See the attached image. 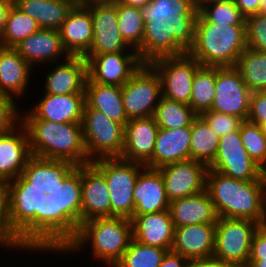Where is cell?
Wrapping results in <instances>:
<instances>
[{"label":"cell","mask_w":266,"mask_h":267,"mask_svg":"<svg viewBox=\"0 0 266 267\" xmlns=\"http://www.w3.org/2000/svg\"><path fill=\"white\" fill-rule=\"evenodd\" d=\"M133 239L131 220L124 217L95 218L81 223L56 249L65 253L79 251L90 243L92 255L113 267ZM82 246V247H81Z\"/></svg>","instance_id":"7"},{"label":"cell","mask_w":266,"mask_h":267,"mask_svg":"<svg viewBox=\"0 0 266 267\" xmlns=\"http://www.w3.org/2000/svg\"><path fill=\"white\" fill-rule=\"evenodd\" d=\"M46 74L44 94H85L87 61L82 56L64 57Z\"/></svg>","instance_id":"22"},{"label":"cell","mask_w":266,"mask_h":267,"mask_svg":"<svg viewBox=\"0 0 266 267\" xmlns=\"http://www.w3.org/2000/svg\"><path fill=\"white\" fill-rule=\"evenodd\" d=\"M0 246L57 252L56 248L41 241V213L12 185L1 180Z\"/></svg>","instance_id":"6"},{"label":"cell","mask_w":266,"mask_h":267,"mask_svg":"<svg viewBox=\"0 0 266 267\" xmlns=\"http://www.w3.org/2000/svg\"><path fill=\"white\" fill-rule=\"evenodd\" d=\"M251 91L235 67H216L215 97L211 111L247 120Z\"/></svg>","instance_id":"16"},{"label":"cell","mask_w":266,"mask_h":267,"mask_svg":"<svg viewBox=\"0 0 266 267\" xmlns=\"http://www.w3.org/2000/svg\"><path fill=\"white\" fill-rule=\"evenodd\" d=\"M260 13H266V0H261Z\"/></svg>","instance_id":"54"},{"label":"cell","mask_w":266,"mask_h":267,"mask_svg":"<svg viewBox=\"0 0 266 267\" xmlns=\"http://www.w3.org/2000/svg\"><path fill=\"white\" fill-rule=\"evenodd\" d=\"M121 96L129 120L153 116L162 98L159 74L149 63H143L121 87Z\"/></svg>","instance_id":"12"},{"label":"cell","mask_w":266,"mask_h":267,"mask_svg":"<svg viewBox=\"0 0 266 267\" xmlns=\"http://www.w3.org/2000/svg\"><path fill=\"white\" fill-rule=\"evenodd\" d=\"M167 251L132 239L123 256L113 267H159Z\"/></svg>","instance_id":"38"},{"label":"cell","mask_w":266,"mask_h":267,"mask_svg":"<svg viewBox=\"0 0 266 267\" xmlns=\"http://www.w3.org/2000/svg\"><path fill=\"white\" fill-rule=\"evenodd\" d=\"M85 104L92 109L103 112L112 121L124 126L129 121L122 102L121 87L119 86L94 83L87 77Z\"/></svg>","instance_id":"30"},{"label":"cell","mask_w":266,"mask_h":267,"mask_svg":"<svg viewBox=\"0 0 266 267\" xmlns=\"http://www.w3.org/2000/svg\"><path fill=\"white\" fill-rule=\"evenodd\" d=\"M75 5L74 0H17L15 3L37 22L40 29L52 30H59Z\"/></svg>","instance_id":"31"},{"label":"cell","mask_w":266,"mask_h":267,"mask_svg":"<svg viewBox=\"0 0 266 267\" xmlns=\"http://www.w3.org/2000/svg\"><path fill=\"white\" fill-rule=\"evenodd\" d=\"M234 3L245 17L260 13L261 0H234Z\"/></svg>","instance_id":"47"},{"label":"cell","mask_w":266,"mask_h":267,"mask_svg":"<svg viewBox=\"0 0 266 267\" xmlns=\"http://www.w3.org/2000/svg\"><path fill=\"white\" fill-rule=\"evenodd\" d=\"M87 76L98 84L122 87L141 67L137 51L85 55Z\"/></svg>","instance_id":"15"},{"label":"cell","mask_w":266,"mask_h":267,"mask_svg":"<svg viewBox=\"0 0 266 267\" xmlns=\"http://www.w3.org/2000/svg\"><path fill=\"white\" fill-rule=\"evenodd\" d=\"M199 13L210 23L245 25L246 17L235 5L234 0H223L204 6Z\"/></svg>","instance_id":"40"},{"label":"cell","mask_w":266,"mask_h":267,"mask_svg":"<svg viewBox=\"0 0 266 267\" xmlns=\"http://www.w3.org/2000/svg\"><path fill=\"white\" fill-rule=\"evenodd\" d=\"M266 259V224L260 225L252 238L249 260Z\"/></svg>","instance_id":"45"},{"label":"cell","mask_w":266,"mask_h":267,"mask_svg":"<svg viewBox=\"0 0 266 267\" xmlns=\"http://www.w3.org/2000/svg\"><path fill=\"white\" fill-rule=\"evenodd\" d=\"M140 12L144 35L137 53L143 63L180 56L193 47L198 11L192 0H151Z\"/></svg>","instance_id":"2"},{"label":"cell","mask_w":266,"mask_h":267,"mask_svg":"<svg viewBox=\"0 0 266 267\" xmlns=\"http://www.w3.org/2000/svg\"><path fill=\"white\" fill-rule=\"evenodd\" d=\"M0 1H4V2L9 3L11 5H15L17 0H0Z\"/></svg>","instance_id":"55"},{"label":"cell","mask_w":266,"mask_h":267,"mask_svg":"<svg viewBox=\"0 0 266 267\" xmlns=\"http://www.w3.org/2000/svg\"><path fill=\"white\" fill-rule=\"evenodd\" d=\"M31 71L32 66L13 47H0V94L20 98L25 94Z\"/></svg>","instance_id":"29"},{"label":"cell","mask_w":266,"mask_h":267,"mask_svg":"<svg viewBox=\"0 0 266 267\" xmlns=\"http://www.w3.org/2000/svg\"><path fill=\"white\" fill-rule=\"evenodd\" d=\"M200 116L219 137L238 131L243 122L241 118L234 115L223 114L211 110L202 113Z\"/></svg>","instance_id":"42"},{"label":"cell","mask_w":266,"mask_h":267,"mask_svg":"<svg viewBox=\"0 0 266 267\" xmlns=\"http://www.w3.org/2000/svg\"><path fill=\"white\" fill-rule=\"evenodd\" d=\"M246 48V25L210 23L198 12L195 40L188 53L201 66L235 67Z\"/></svg>","instance_id":"8"},{"label":"cell","mask_w":266,"mask_h":267,"mask_svg":"<svg viewBox=\"0 0 266 267\" xmlns=\"http://www.w3.org/2000/svg\"><path fill=\"white\" fill-rule=\"evenodd\" d=\"M193 4L196 8V10L199 12L204 6L213 3V2H218V1H223V0H192Z\"/></svg>","instance_id":"51"},{"label":"cell","mask_w":266,"mask_h":267,"mask_svg":"<svg viewBox=\"0 0 266 267\" xmlns=\"http://www.w3.org/2000/svg\"><path fill=\"white\" fill-rule=\"evenodd\" d=\"M189 260L184 258L181 254L167 251L164 255L159 267H187Z\"/></svg>","instance_id":"46"},{"label":"cell","mask_w":266,"mask_h":267,"mask_svg":"<svg viewBox=\"0 0 266 267\" xmlns=\"http://www.w3.org/2000/svg\"><path fill=\"white\" fill-rule=\"evenodd\" d=\"M161 172L169 202L205 191L208 167L192 159L164 165Z\"/></svg>","instance_id":"18"},{"label":"cell","mask_w":266,"mask_h":267,"mask_svg":"<svg viewBox=\"0 0 266 267\" xmlns=\"http://www.w3.org/2000/svg\"><path fill=\"white\" fill-rule=\"evenodd\" d=\"M259 226V223L248 219L218 218L213 256L235 267H246L252 238Z\"/></svg>","instance_id":"11"},{"label":"cell","mask_w":266,"mask_h":267,"mask_svg":"<svg viewBox=\"0 0 266 267\" xmlns=\"http://www.w3.org/2000/svg\"><path fill=\"white\" fill-rule=\"evenodd\" d=\"M169 211L175 227L197 224H216L218 216L207 191L173 200Z\"/></svg>","instance_id":"28"},{"label":"cell","mask_w":266,"mask_h":267,"mask_svg":"<svg viewBox=\"0 0 266 267\" xmlns=\"http://www.w3.org/2000/svg\"><path fill=\"white\" fill-rule=\"evenodd\" d=\"M191 126L178 129L159 128L152 158L145 167L158 169L170 163L190 159Z\"/></svg>","instance_id":"23"},{"label":"cell","mask_w":266,"mask_h":267,"mask_svg":"<svg viewBox=\"0 0 266 267\" xmlns=\"http://www.w3.org/2000/svg\"><path fill=\"white\" fill-rule=\"evenodd\" d=\"M76 4H86L89 2H101V1H112V0H74Z\"/></svg>","instance_id":"53"},{"label":"cell","mask_w":266,"mask_h":267,"mask_svg":"<svg viewBox=\"0 0 266 267\" xmlns=\"http://www.w3.org/2000/svg\"><path fill=\"white\" fill-rule=\"evenodd\" d=\"M0 47H2V44H1V34H0Z\"/></svg>","instance_id":"57"},{"label":"cell","mask_w":266,"mask_h":267,"mask_svg":"<svg viewBox=\"0 0 266 267\" xmlns=\"http://www.w3.org/2000/svg\"><path fill=\"white\" fill-rule=\"evenodd\" d=\"M235 68L251 92L266 91V52L246 48L238 57Z\"/></svg>","instance_id":"33"},{"label":"cell","mask_w":266,"mask_h":267,"mask_svg":"<svg viewBox=\"0 0 266 267\" xmlns=\"http://www.w3.org/2000/svg\"><path fill=\"white\" fill-rule=\"evenodd\" d=\"M82 131L88 159L120 157L124 146L125 126L112 121L103 112L84 104Z\"/></svg>","instance_id":"10"},{"label":"cell","mask_w":266,"mask_h":267,"mask_svg":"<svg viewBox=\"0 0 266 267\" xmlns=\"http://www.w3.org/2000/svg\"><path fill=\"white\" fill-rule=\"evenodd\" d=\"M196 116L188 104L164 97L161 98L153 114L159 128L164 129L192 126V121Z\"/></svg>","instance_id":"35"},{"label":"cell","mask_w":266,"mask_h":267,"mask_svg":"<svg viewBox=\"0 0 266 267\" xmlns=\"http://www.w3.org/2000/svg\"><path fill=\"white\" fill-rule=\"evenodd\" d=\"M149 64L159 74L162 97L189 105L194 74L201 64L189 53L160 57Z\"/></svg>","instance_id":"13"},{"label":"cell","mask_w":266,"mask_h":267,"mask_svg":"<svg viewBox=\"0 0 266 267\" xmlns=\"http://www.w3.org/2000/svg\"><path fill=\"white\" fill-rule=\"evenodd\" d=\"M12 5L4 1H0V34L3 33L6 25L8 11Z\"/></svg>","instance_id":"49"},{"label":"cell","mask_w":266,"mask_h":267,"mask_svg":"<svg viewBox=\"0 0 266 267\" xmlns=\"http://www.w3.org/2000/svg\"><path fill=\"white\" fill-rule=\"evenodd\" d=\"M158 129L153 116L130 119L125 124L124 146L120 158L145 165L152 158Z\"/></svg>","instance_id":"21"},{"label":"cell","mask_w":266,"mask_h":267,"mask_svg":"<svg viewBox=\"0 0 266 267\" xmlns=\"http://www.w3.org/2000/svg\"><path fill=\"white\" fill-rule=\"evenodd\" d=\"M93 20L92 47L86 55L127 52L131 48L123 40L118 28L117 3L112 1L89 2Z\"/></svg>","instance_id":"17"},{"label":"cell","mask_w":266,"mask_h":267,"mask_svg":"<svg viewBox=\"0 0 266 267\" xmlns=\"http://www.w3.org/2000/svg\"><path fill=\"white\" fill-rule=\"evenodd\" d=\"M187 267H235L233 264L225 262L214 256L199 260H190Z\"/></svg>","instance_id":"48"},{"label":"cell","mask_w":266,"mask_h":267,"mask_svg":"<svg viewBox=\"0 0 266 267\" xmlns=\"http://www.w3.org/2000/svg\"><path fill=\"white\" fill-rule=\"evenodd\" d=\"M220 137L209 127L207 122L197 115L191 126L190 159L209 167L216 156Z\"/></svg>","instance_id":"32"},{"label":"cell","mask_w":266,"mask_h":267,"mask_svg":"<svg viewBox=\"0 0 266 267\" xmlns=\"http://www.w3.org/2000/svg\"><path fill=\"white\" fill-rule=\"evenodd\" d=\"M0 180L12 185L40 213L46 209L51 183L32 159L28 133L21 122L0 136Z\"/></svg>","instance_id":"4"},{"label":"cell","mask_w":266,"mask_h":267,"mask_svg":"<svg viewBox=\"0 0 266 267\" xmlns=\"http://www.w3.org/2000/svg\"><path fill=\"white\" fill-rule=\"evenodd\" d=\"M216 67L200 66L193 78L189 106L196 115L211 110L215 97Z\"/></svg>","instance_id":"34"},{"label":"cell","mask_w":266,"mask_h":267,"mask_svg":"<svg viewBox=\"0 0 266 267\" xmlns=\"http://www.w3.org/2000/svg\"><path fill=\"white\" fill-rule=\"evenodd\" d=\"M32 67L69 57L64 50L58 30L39 29L13 47ZM56 60V61H55Z\"/></svg>","instance_id":"27"},{"label":"cell","mask_w":266,"mask_h":267,"mask_svg":"<svg viewBox=\"0 0 266 267\" xmlns=\"http://www.w3.org/2000/svg\"><path fill=\"white\" fill-rule=\"evenodd\" d=\"M58 31L68 55L84 57L93 42V20L90 9L85 4H76Z\"/></svg>","instance_id":"20"},{"label":"cell","mask_w":266,"mask_h":267,"mask_svg":"<svg viewBox=\"0 0 266 267\" xmlns=\"http://www.w3.org/2000/svg\"><path fill=\"white\" fill-rule=\"evenodd\" d=\"M208 168L243 181L258 180L265 173L248 155L239 130L220 137L215 159Z\"/></svg>","instance_id":"14"},{"label":"cell","mask_w":266,"mask_h":267,"mask_svg":"<svg viewBox=\"0 0 266 267\" xmlns=\"http://www.w3.org/2000/svg\"><path fill=\"white\" fill-rule=\"evenodd\" d=\"M205 190L218 218L248 219L266 223V173L258 180L243 181L208 168Z\"/></svg>","instance_id":"5"},{"label":"cell","mask_w":266,"mask_h":267,"mask_svg":"<svg viewBox=\"0 0 266 267\" xmlns=\"http://www.w3.org/2000/svg\"><path fill=\"white\" fill-rule=\"evenodd\" d=\"M133 239L146 245L171 250L175 226L169 209L131 217Z\"/></svg>","instance_id":"24"},{"label":"cell","mask_w":266,"mask_h":267,"mask_svg":"<svg viewBox=\"0 0 266 267\" xmlns=\"http://www.w3.org/2000/svg\"><path fill=\"white\" fill-rule=\"evenodd\" d=\"M246 267H266V259H263V260H249Z\"/></svg>","instance_id":"52"},{"label":"cell","mask_w":266,"mask_h":267,"mask_svg":"<svg viewBox=\"0 0 266 267\" xmlns=\"http://www.w3.org/2000/svg\"><path fill=\"white\" fill-rule=\"evenodd\" d=\"M247 47L266 52V13H257L246 17Z\"/></svg>","instance_id":"41"},{"label":"cell","mask_w":266,"mask_h":267,"mask_svg":"<svg viewBox=\"0 0 266 267\" xmlns=\"http://www.w3.org/2000/svg\"><path fill=\"white\" fill-rule=\"evenodd\" d=\"M39 29L33 18L12 5L7 14L5 29L1 34L2 47H14Z\"/></svg>","instance_id":"36"},{"label":"cell","mask_w":266,"mask_h":267,"mask_svg":"<svg viewBox=\"0 0 266 267\" xmlns=\"http://www.w3.org/2000/svg\"><path fill=\"white\" fill-rule=\"evenodd\" d=\"M21 123L28 133L32 159L51 184L67 169L91 163L81 123L47 120H21Z\"/></svg>","instance_id":"3"},{"label":"cell","mask_w":266,"mask_h":267,"mask_svg":"<svg viewBox=\"0 0 266 267\" xmlns=\"http://www.w3.org/2000/svg\"><path fill=\"white\" fill-rule=\"evenodd\" d=\"M261 129H262L264 136L266 137V124L261 126Z\"/></svg>","instance_id":"56"},{"label":"cell","mask_w":266,"mask_h":267,"mask_svg":"<svg viewBox=\"0 0 266 267\" xmlns=\"http://www.w3.org/2000/svg\"><path fill=\"white\" fill-rule=\"evenodd\" d=\"M247 121L260 127L266 124V91L251 93Z\"/></svg>","instance_id":"44"},{"label":"cell","mask_w":266,"mask_h":267,"mask_svg":"<svg viewBox=\"0 0 266 267\" xmlns=\"http://www.w3.org/2000/svg\"><path fill=\"white\" fill-rule=\"evenodd\" d=\"M15 99L11 96L0 94V136L6 134L21 122V115L16 108ZM18 110V111H17ZM18 122V123H17Z\"/></svg>","instance_id":"43"},{"label":"cell","mask_w":266,"mask_h":267,"mask_svg":"<svg viewBox=\"0 0 266 267\" xmlns=\"http://www.w3.org/2000/svg\"><path fill=\"white\" fill-rule=\"evenodd\" d=\"M115 3H121L127 6L142 8L149 4L151 0H113Z\"/></svg>","instance_id":"50"},{"label":"cell","mask_w":266,"mask_h":267,"mask_svg":"<svg viewBox=\"0 0 266 267\" xmlns=\"http://www.w3.org/2000/svg\"><path fill=\"white\" fill-rule=\"evenodd\" d=\"M239 131L248 155L266 173V137L261 127L245 120Z\"/></svg>","instance_id":"39"},{"label":"cell","mask_w":266,"mask_h":267,"mask_svg":"<svg viewBox=\"0 0 266 267\" xmlns=\"http://www.w3.org/2000/svg\"><path fill=\"white\" fill-rule=\"evenodd\" d=\"M21 120H47L55 123H81L85 94H43Z\"/></svg>","instance_id":"19"},{"label":"cell","mask_w":266,"mask_h":267,"mask_svg":"<svg viewBox=\"0 0 266 267\" xmlns=\"http://www.w3.org/2000/svg\"><path fill=\"white\" fill-rule=\"evenodd\" d=\"M91 164L105 177L110 194L111 217L131 219L135 207L134 186L145 165L120 157L99 158Z\"/></svg>","instance_id":"9"},{"label":"cell","mask_w":266,"mask_h":267,"mask_svg":"<svg viewBox=\"0 0 266 267\" xmlns=\"http://www.w3.org/2000/svg\"><path fill=\"white\" fill-rule=\"evenodd\" d=\"M118 28L125 43L135 51L142 45L144 19L140 8L117 3Z\"/></svg>","instance_id":"37"},{"label":"cell","mask_w":266,"mask_h":267,"mask_svg":"<svg viewBox=\"0 0 266 267\" xmlns=\"http://www.w3.org/2000/svg\"><path fill=\"white\" fill-rule=\"evenodd\" d=\"M216 224L175 227L171 250L190 260L213 256Z\"/></svg>","instance_id":"26"},{"label":"cell","mask_w":266,"mask_h":267,"mask_svg":"<svg viewBox=\"0 0 266 267\" xmlns=\"http://www.w3.org/2000/svg\"><path fill=\"white\" fill-rule=\"evenodd\" d=\"M104 217H111L105 177L91 163L69 168L51 184L41 241L57 248L81 223Z\"/></svg>","instance_id":"1"},{"label":"cell","mask_w":266,"mask_h":267,"mask_svg":"<svg viewBox=\"0 0 266 267\" xmlns=\"http://www.w3.org/2000/svg\"><path fill=\"white\" fill-rule=\"evenodd\" d=\"M134 212L132 216L156 213L169 209L164 181L158 169L145 167L136 180L133 190Z\"/></svg>","instance_id":"25"}]
</instances>
